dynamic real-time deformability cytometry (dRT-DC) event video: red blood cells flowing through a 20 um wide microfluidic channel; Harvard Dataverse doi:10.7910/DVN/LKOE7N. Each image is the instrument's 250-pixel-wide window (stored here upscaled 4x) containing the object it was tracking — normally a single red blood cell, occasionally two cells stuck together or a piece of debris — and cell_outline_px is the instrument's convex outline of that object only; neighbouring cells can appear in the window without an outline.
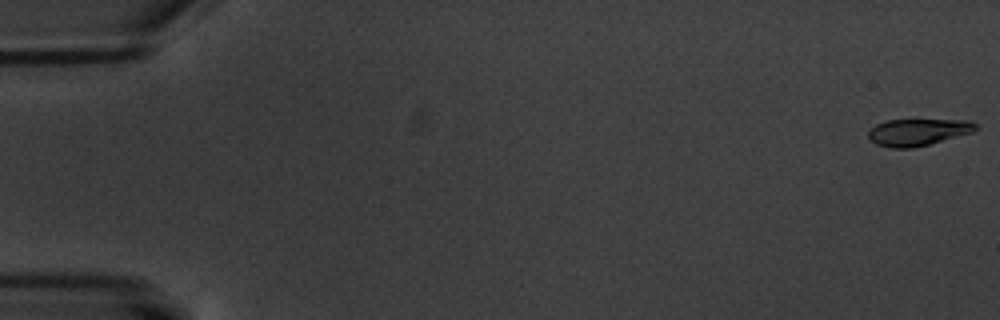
{"species": "common noctule bat (a hibernating species)", "species_latin": "Nyctalus noctula", "temperature_condition": "warm", "stored_images_in_passage": 6, "camera_frame_rate_fps": 3000, "um_per_image_px": 0.085, "animal": {"sex": "male", "body_mass_g": 20.1, "forearm_length_mm": 53.5}, "frame": {"image": 1, "passage_image": 1, "time_ms": 0.0, "image_size_px": [1000, 320], "cell_outline_px": [[976, 128], [972, 132], [928, 144], [912, 148], [892, 148], [876, 144], [868, 136], [868, 132], [876, 124], [888, 120], [968, 120], [976, 124]], "centroid_in_image_um": [78.0, 11.23], "position_along_channel_um": 7.0, "area_um2": 16.47}}
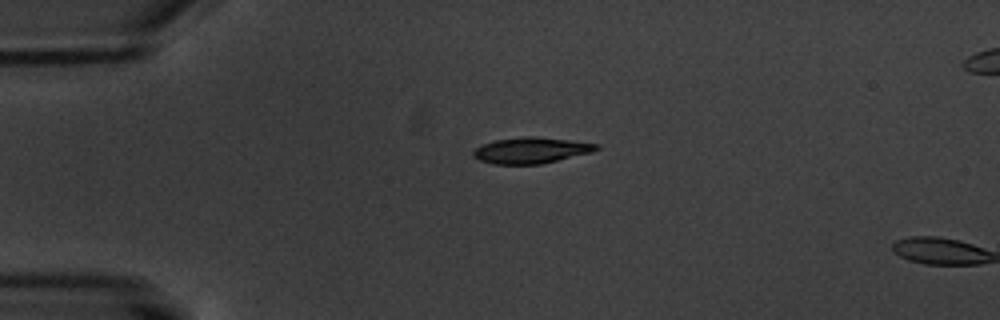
{"frame": {"image": 2, "passage_image": 5, "time_ms": 4.667, "image_size_px": [1000, 320], "cell_outline_px": [[600, 148], [592, 152], [540, 164], [492, 164], [480, 160], [472, 156], [472, 152], [476, 148], [484, 144], [496, 140], [524, 136], [532, 136], [600, 144]], "centroid_in_image_um": [45.13, 12.78], "position_along_channel_um": 39.9, "area_um2": 18.44}}